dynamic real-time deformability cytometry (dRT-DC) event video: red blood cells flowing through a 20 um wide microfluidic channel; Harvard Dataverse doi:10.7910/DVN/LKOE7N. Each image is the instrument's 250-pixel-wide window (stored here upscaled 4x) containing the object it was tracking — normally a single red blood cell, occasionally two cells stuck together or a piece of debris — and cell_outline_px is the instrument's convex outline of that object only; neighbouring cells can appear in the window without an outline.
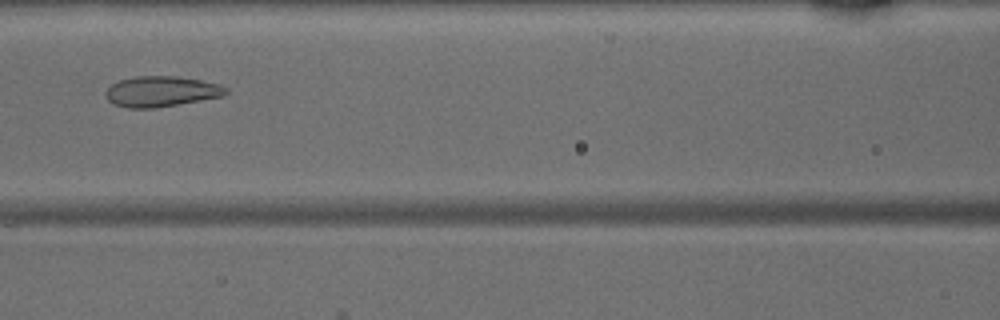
{"species": "common noctule bat (a hibernating species)", "species_latin": "Nyctalus noctula", "temperature_condition": "warm", "stored_images_in_passage": 44, "camera_frame_rate_fps": 3000, "um_per_image_px": 0.085, "animal": {"sex": "male", "body_mass_g": 15.6}, "frame": {"image": 1, "passage_image": 18, "time_ms": 5.667, "image_size_px": [1000, 320], "cell_outline_px": [[228, 92], [224, 96], [156, 108], [128, 108], [112, 104], [104, 96], [104, 92], [112, 84], [120, 80], [136, 76], [176, 76], [200, 80], [220, 84], [228, 88]], "centroid_in_image_um": [13.7, 7.78], "position_along_channel_um": 152.9, "area_um2": 21.56}}
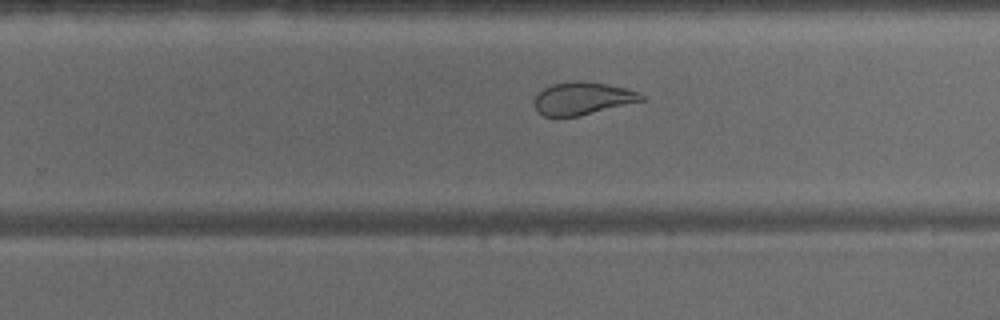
{"frame": {"image": 2, "passage_image": 27, "time_ms": 8.667, "image_size_px": [1000, 320], "cell_outline_px": [[644, 100], [576, 116], [544, 116], [536, 108], [536, 96], [544, 88], [552, 84], [576, 80], [580, 80], [608, 84], [628, 88], [640, 92], [644, 96]], "centroid_in_image_um": [49.56, 8.33], "position_along_channel_um": 280.2, "area_um2": 20.0}}
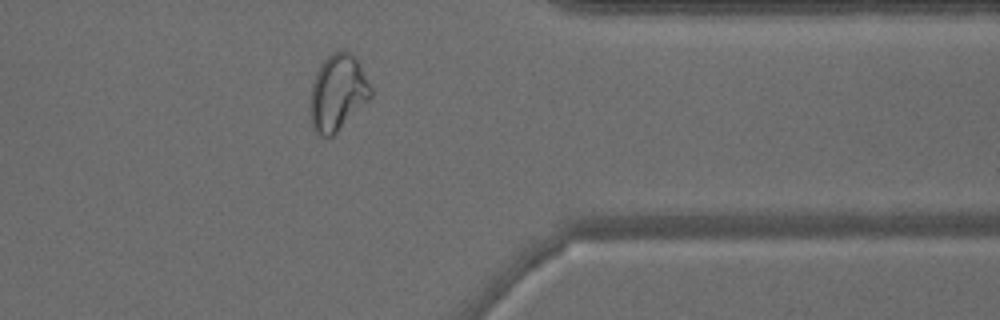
{"frame": {"image": 3, "passage_image": 35, "time_ms": 11.333, "image_size_px": [1000, 320], "cell_outline_px": [[372, 96], [332, 136], [324, 136], [316, 132], [312, 128], [308, 112], [308, 104], [312, 80], [320, 64], [332, 52], [344, 48], [352, 52], [360, 64], [372, 88]], "centroid_in_image_um": [28.66, 7.83], "position_along_channel_um": 382.7, "area_um2": 27.34}}